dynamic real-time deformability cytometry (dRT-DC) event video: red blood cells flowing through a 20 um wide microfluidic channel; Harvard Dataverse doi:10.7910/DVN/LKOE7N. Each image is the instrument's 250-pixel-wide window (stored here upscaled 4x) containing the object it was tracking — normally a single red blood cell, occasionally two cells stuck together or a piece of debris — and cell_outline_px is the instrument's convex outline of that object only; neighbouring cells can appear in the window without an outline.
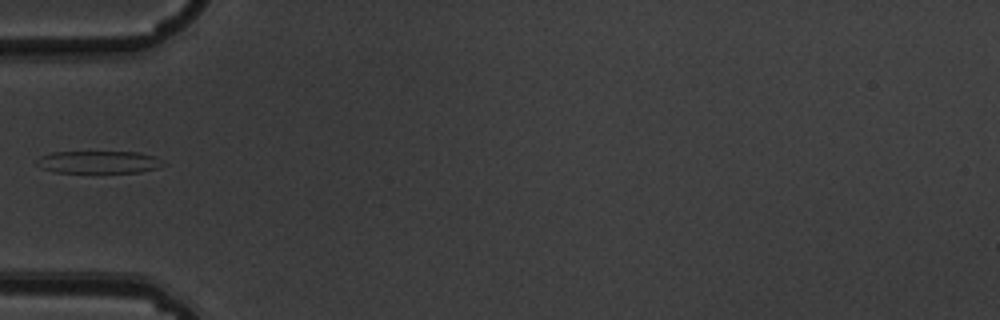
{"species": "common noctule bat (a hibernating species)", "species_latin": "Nyctalus noctula", "temperature_condition": "warm", "stored_images_in_passage": 3, "camera_frame_rate_fps": 3000, "um_per_image_px": 0.085, "animal": {"sex": "male", "body_mass_g": 19.5, "forearm_length_mm": 54.6}, "frame": {"image": 1, "passage_image": 2, "time_ms": 0.333, "image_size_px": [1000, 320], "cell_outline_px": [[168, 164], [156, 168], [140, 172], [56, 172], [40, 168], [36, 164], [36, 160], [40, 156], [52, 152], [140, 152], [156, 156]], "centroid_in_image_um": [8.41, 13.77], "position_along_channel_um": 76.6, "area_um2": 16.65}}